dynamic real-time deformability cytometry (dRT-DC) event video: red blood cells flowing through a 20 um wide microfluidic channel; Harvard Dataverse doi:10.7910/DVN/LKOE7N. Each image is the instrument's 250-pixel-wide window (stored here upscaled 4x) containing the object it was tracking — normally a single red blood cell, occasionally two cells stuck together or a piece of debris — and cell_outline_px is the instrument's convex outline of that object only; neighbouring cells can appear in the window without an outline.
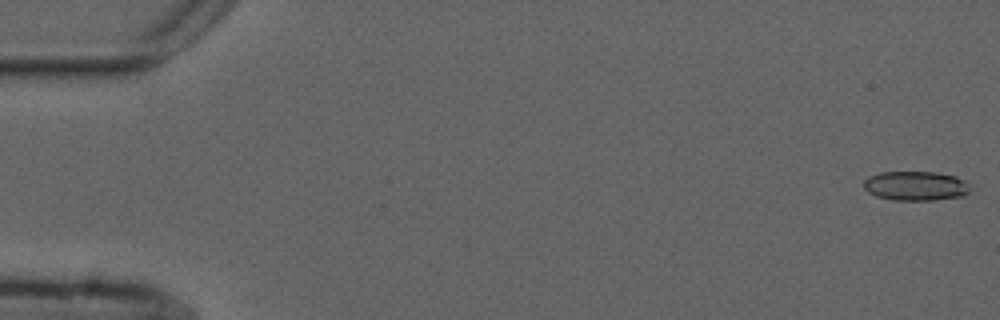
{"species": "common noctule bat (a hibernating species)", "species_latin": "Nyctalus noctula", "temperature_condition": "cold", "stored_images_in_passage": 53, "camera_frame_rate_fps": 3000, "um_per_image_px": 0.085, "animal": {"sex": "male", "forearm_length_mm": 52.5}, "frame": {"image": 1, "passage_image": 1, "time_ms": 0.0, "image_size_px": [1000, 320], "cell_outline_px": [[968, 192], [964, 196], [932, 200], [892, 200], [876, 196], [868, 192], [864, 188], [864, 180], [868, 176], [880, 172], [936, 172], [956, 176], [964, 180], [968, 184]], "centroid_in_image_um": [77.81, 15.8], "position_along_channel_um": 7.2, "area_um2": 18.26}}
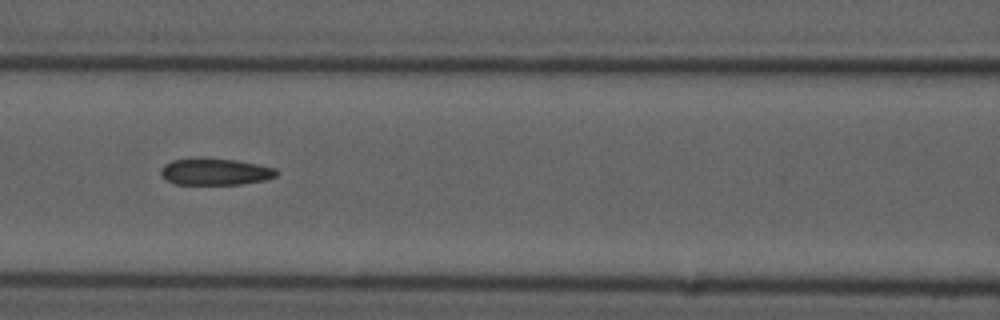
{"frame": {"image": 2, "passage_image": 24, "time_ms": 7.667, "image_size_px": [1000, 320], "cell_outline_px": [[280, 172], [276, 176], [264, 180], [240, 184], [176, 184], [164, 180], [160, 172], [160, 168], [164, 164], [172, 160], [236, 160], [276, 168]], "centroid_in_image_um": [18.3, 14.63], "position_along_channel_um": 148.3, "area_um2": 17.51}}
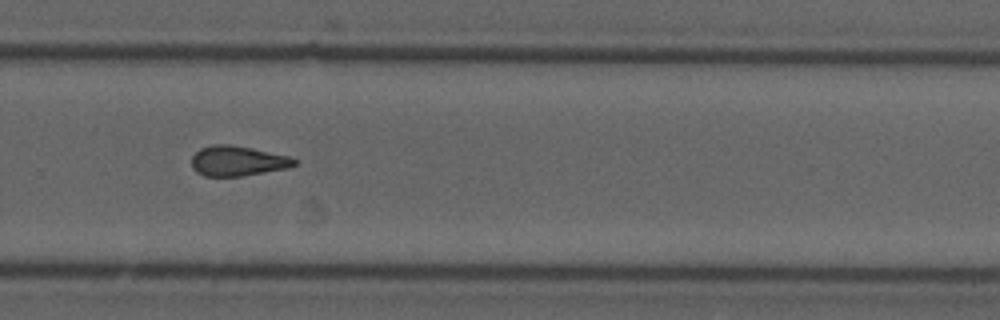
{"frame": {"image": 3, "passage_image": 37, "time_ms": 12.0, "image_size_px": [1000, 320], "cell_outline_px": [[296, 164], [288, 168], [240, 176], [204, 176], [196, 172], [192, 168], [192, 156], [200, 148], [212, 144], [228, 144], [252, 148], [288, 156], [296, 160]], "centroid_in_image_um": [20.16, 13.67], "position_along_channel_um": 309.6, "area_um2": 17.92}, "authors_computed_cell_mechanics": {"area_um2": 18.3226, "velocity_mm_per_s": 3.7329, "shape_relaxation_time_tau1_ms": null, "shape_relaxation_time_tau2_ms": 2.5463, "deformation_change_tau1": null, "deformation_change_tau2": 0.106}}